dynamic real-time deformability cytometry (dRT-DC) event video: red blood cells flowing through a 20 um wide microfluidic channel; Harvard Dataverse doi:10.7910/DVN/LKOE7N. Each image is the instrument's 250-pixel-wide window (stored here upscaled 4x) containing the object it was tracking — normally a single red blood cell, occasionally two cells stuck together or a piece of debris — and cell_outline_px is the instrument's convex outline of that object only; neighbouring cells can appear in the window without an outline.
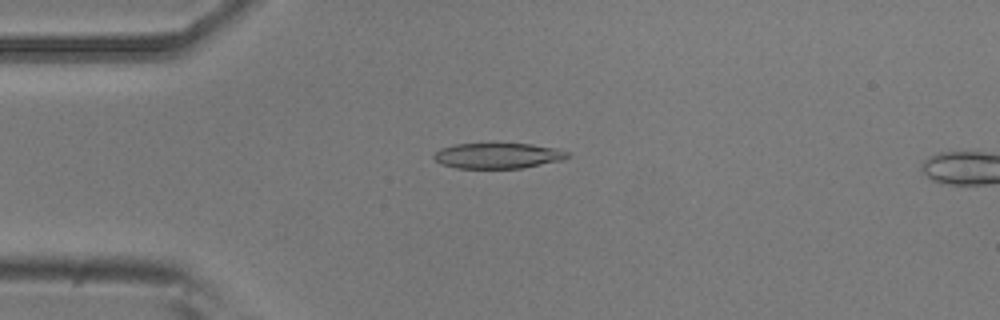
{"species": "common noctule bat (a hibernating species)", "species_latin": "Nyctalus noctula", "temperature_condition": "room temperature", "stored_images_in_passage": 15, "camera_frame_rate_fps": 3000, "um_per_image_px": 0.085, "animal": {"sex": "male", "body_mass_g": 20.5, "forearm_length_mm": 52.5}, "frame": {"image": 1, "passage_image": 13, "time_ms": 4.0, "image_size_px": [1000, 320], "cell_outline_px": [[568, 156], [560, 160], [524, 168], [456, 168], [440, 164], [432, 156], [440, 148], [456, 144], [488, 140], [496, 140], [532, 144], [556, 148], [568, 152]], "centroid_in_image_um": [42.26, 13.17], "position_along_channel_um": 42.7, "area_um2": 20.92}}